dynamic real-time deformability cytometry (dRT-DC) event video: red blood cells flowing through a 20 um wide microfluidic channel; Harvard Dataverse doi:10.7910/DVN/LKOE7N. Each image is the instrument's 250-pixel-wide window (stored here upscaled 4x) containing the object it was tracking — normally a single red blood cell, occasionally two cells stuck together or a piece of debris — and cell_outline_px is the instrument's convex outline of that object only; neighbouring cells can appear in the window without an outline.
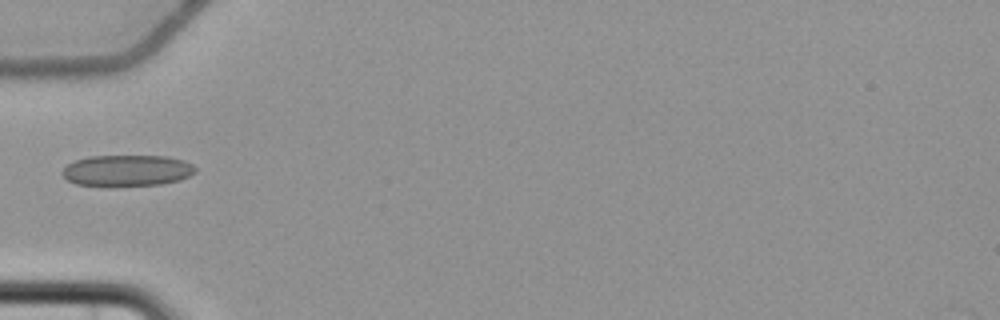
{"species": "common noctule bat (a hibernating species)", "species_latin": "Nyctalus noctula", "temperature_condition": "cold", "stored_images_in_passage": 1, "camera_frame_rate_fps": 3000, "um_per_image_px": 0.085, "animal": {"sex": "female", "body_mass_g": 22.7, "forearm_length_mm": 54.2}, "frame": {"image": 1, "passage_image": 1, "time_ms": 0.0, "image_size_px": [1000, 320], "cell_outline_px": [[196, 172], [180, 180], [160, 184], [112, 188], [108, 188], [76, 184], [68, 180], [60, 172], [68, 164], [76, 160], [88, 156], [168, 156], [184, 160], [192, 164], [196, 168]], "centroid_in_image_um": [10.78, 14.52], "position_along_channel_um": 74.2, "area_um2": 24.91}}